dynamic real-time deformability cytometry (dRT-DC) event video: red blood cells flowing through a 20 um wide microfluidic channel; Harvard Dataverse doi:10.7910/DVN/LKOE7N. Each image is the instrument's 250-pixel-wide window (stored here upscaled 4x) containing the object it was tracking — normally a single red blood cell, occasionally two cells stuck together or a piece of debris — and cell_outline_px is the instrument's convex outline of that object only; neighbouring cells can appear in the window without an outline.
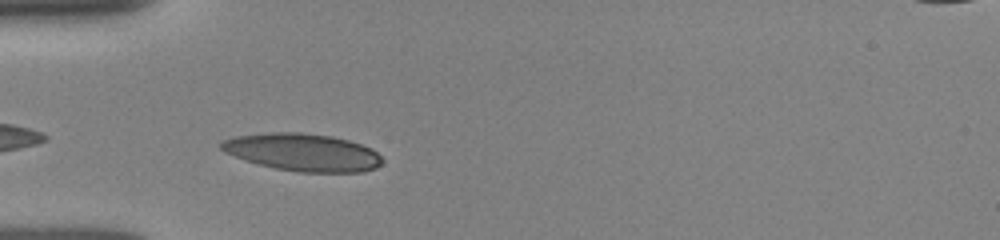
{"species": "human", "species_latin": "Homo sapiens", "temperature_condition": "room temperature", "stored_images_in_passage": 30, "camera_frame_rate_fps": 3000, "um_per_image_px": 0.085, "donor": {"sex": "female"}, "frame": {"image": 1, "passage_image": 2, "time_ms": 0.333, "image_size_px": [1000, 240], "cell_outline_px": [[384, 160], [376, 168], [364, 172], [300, 172], [276, 168], [260, 164], [224, 152], [220, 148], [220, 144], [224, 140], [236, 136], [268, 132], [300, 132], [332, 136], [348, 140], [372, 148]], "centroid_in_image_um": [25.77, 12.94], "position_along_channel_um": 59.2, "area_um2": 35.03}}
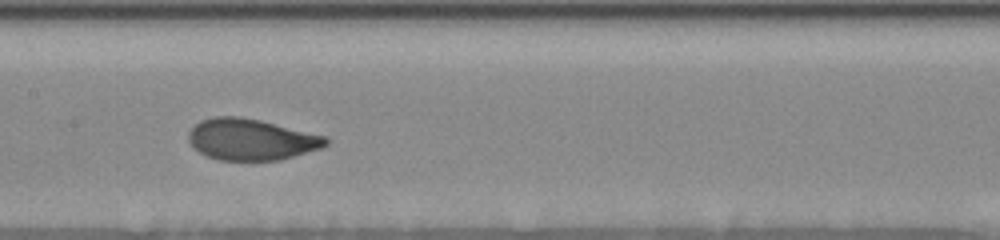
{"frame": {"image": 2, "passage_image": 12, "time_ms": 3.667, "image_size_px": [1000, 240], "cell_outline_px": [[328, 144], [320, 148], [280, 160], [220, 160], [208, 156], [200, 152], [188, 140], [188, 132], [200, 120], [216, 116], [240, 116], [260, 120], [324, 136], [328, 140]], "centroid_in_image_um": [21.32, 11.85], "position_along_channel_um": 186.1, "area_um2": 32.66}}
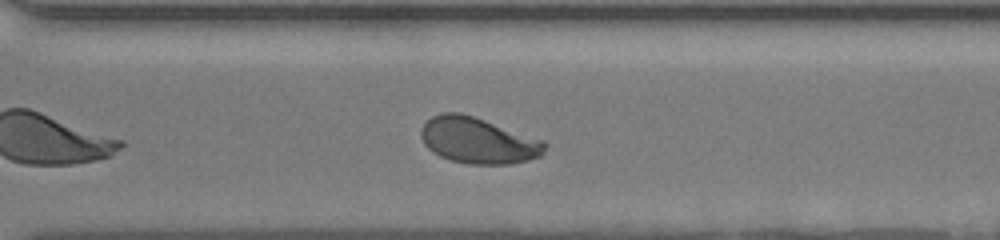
{"frame": {"image": 3, "passage_image": 23, "time_ms": 7.333, "image_size_px": [1000, 240], "cell_outline_px": [[548, 144], [544, 152], [540, 156], [528, 160], [512, 164], [468, 164], [452, 160], [440, 156], [432, 152], [424, 144], [420, 136], [420, 132], [424, 124], [432, 116], [444, 112], [460, 112], [544, 140]], "centroid_in_image_um": [40.64, 11.95], "position_along_channel_um": 330.0, "area_um2": 33.18}, "authors_computed_cell_mechanics": {"area_um2": 33.1772, "velocity_mm_per_s": 3.9432, "shape_relaxation_time_tau1_ms": 3.1342, "shape_relaxation_time_tau2_ms": null, "deformation_change_tau1": 0.1527, "deformation_change_tau2": null}}